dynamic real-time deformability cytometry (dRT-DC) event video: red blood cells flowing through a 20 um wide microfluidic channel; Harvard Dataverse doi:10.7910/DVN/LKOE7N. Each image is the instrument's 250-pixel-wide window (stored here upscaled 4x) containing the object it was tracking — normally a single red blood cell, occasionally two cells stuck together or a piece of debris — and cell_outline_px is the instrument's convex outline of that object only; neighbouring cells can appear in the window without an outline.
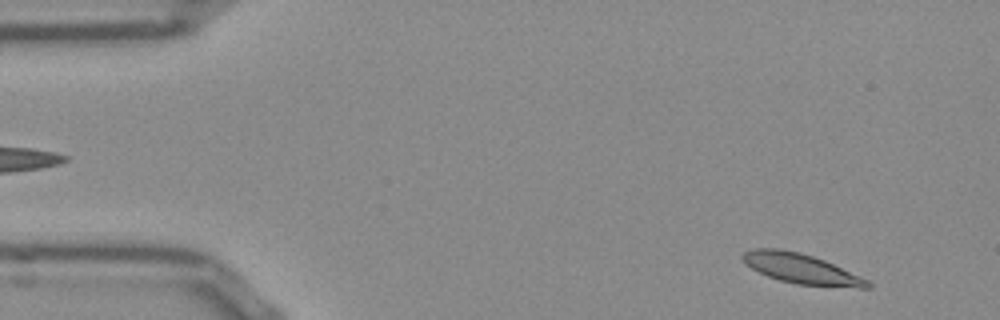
{"species": "Egyptian fruit bat (a non-hibernating species)", "species_latin": "Rousettus aegyptiacus", "temperature_condition": "room temperature", "stored_images_in_passage": 51, "camera_frame_rate_fps": 3000, "um_per_image_px": 0.085, "frame": {"image": 1, "passage_image": 3, "time_ms": 0.667, "image_size_px": [1000, 320], "cell_outline_px": [[872, 288], [860, 288], [796, 284], [780, 280], [768, 276], [744, 264], [740, 256], [744, 252], [756, 248], [776, 248], [800, 252], [824, 260], [868, 280], [872, 284]], "centroid_in_image_um": [68.09, 22.84], "position_along_channel_um": 16.9, "area_um2": 21.68}}
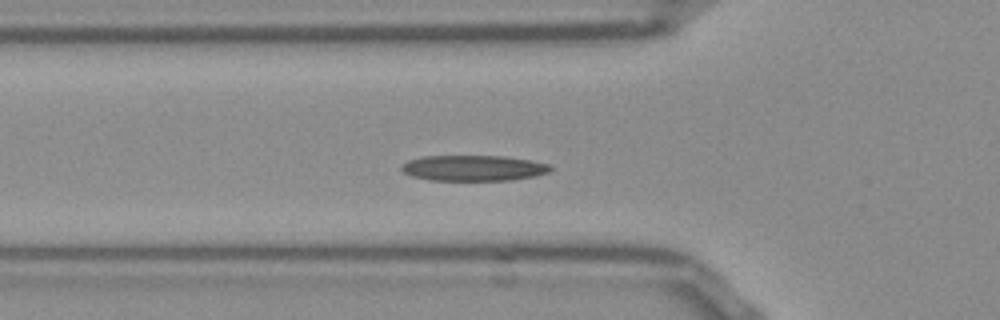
{"frame": {"image": 2, "passage_image": 16, "time_ms": 5.0, "image_size_px": [1000, 320], "cell_outline_px": [[552, 168], [548, 172], [536, 176], [512, 180], [428, 180], [412, 176], [404, 172], [400, 168], [400, 164], [408, 160], [424, 156], [500, 156], [528, 160], [552, 164]], "centroid_in_image_um": [40.23, 14.28], "position_along_channel_um": 85.6, "area_um2": 22.31}}
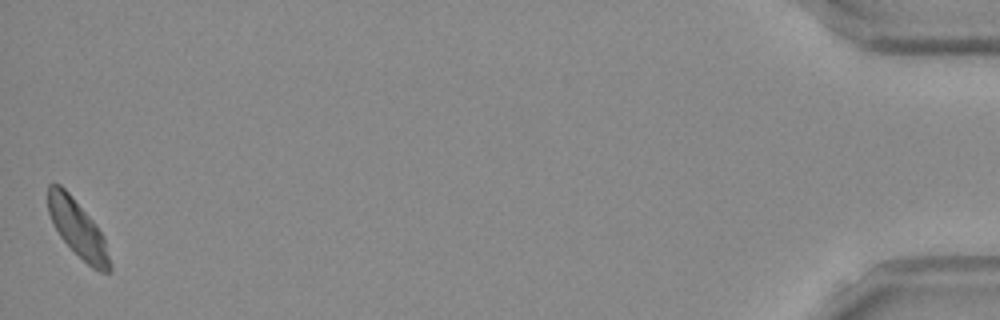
{"frame": {"image": 3, "passage_image": 51, "time_ms": 16.667, "image_size_px": [1000, 320], "cell_outline_px": [[112, 272], [100, 272], [92, 268], [60, 236], [48, 212], [48, 184], [60, 184], [68, 192], [92, 220], [104, 236], [112, 264]], "centroid_in_image_um": [6.64, 19.46], "position_along_channel_um": 428.6, "area_um2": 20.11}, "authors_computed_cell_mechanics": {"area_um2": 21.4438, "velocity_mm_per_s": 3.7826, "shape_relaxation_time_tau1_ms": 5.9971, "shape_relaxation_time_tau2_ms": 3.8654, "deformation_change_tau1": 0.1486, "deformation_change_tau2": 0.0913}}